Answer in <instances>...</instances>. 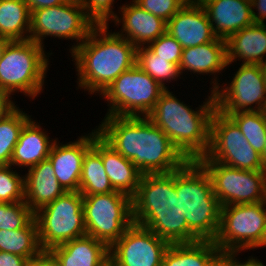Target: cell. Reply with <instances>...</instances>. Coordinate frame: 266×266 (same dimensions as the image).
I'll return each instance as SVG.
<instances>
[{
    "label": "cell",
    "instance_id": "2",
    "mask_svg": "<svg viewBox=\"0 0 266 266\" xmlns=\"http://www.w3.org/2000/svg\"><path fill=\"white\" fill-rule=\"evenodd\" d=\"M133 223L172 243H191L200 239L188 228L181 214V197L175 189V171L142 174L132 197Z\"/></svg>",
    "mask_w": 266,
    "mask_h": 266
},
{
    "label": "cell",
    "instance_id": "15",
    "mask_svg": "<svg viewBox=\"0 0 266 266\" xmlns=\"http://www.w3.org/2000/svg\"><path fill=\"white\" fill-rule=\"evenodd\" d=\"M170 243L151 230L132 223L109 248L117 266H162Z\"/></svg>",
    "mask_w": 266,
    "mask_h": 266
},
{
    "label": "cell",
    "instance_id": "1",
    "mask_svg": "<svg viewBox=\"0 0 266 266\" xmlns=\"http://www.w3.org/2000/svg\"><path fill=\"white\" fill-rule=\"evenodd\" d=\"M99 135L142 174L171 173L187 159L148 117L105 116Z\"/></svg>",
    "mask_w": 266,
    "mask_h": 266
},
{
    "label": "cell",
    "instance_id": "50",
    "mask_svg": "<svg viewBox=\"0 0 266 266\" xmlns=\"http://www.w3.org/2000/svg\"><path fill=\"white\" fill-rule=\"evenodd\" d=\"M182 2H184L185 4H197V3H201L202 0H181Z\"/></svg>",
    "mask_w": 266,
    "mask_h": 266
},
{
    "label": "cell",
    "instance_id": "29",
    "mask_svg": "<svg viewBox=\"0 0 266 266\" xmlns=\"http://www.w3.org/2000/svg\"><path fill=\"white\" fill-rule=\"evenodd\" d=\"M116 191L106 174L101 155L91 147L84 155L79 192L82 196Z\"/></svg>",
    "mask_w": 266,
    "mask_h": 266
},
{
    "label": "cell",
    "instance_id": "41",
    "mask_svg": "<svg viewBox=\"0 0 266 266\" xmlns=\"http://www.w3.org/2000/svg\"><path fill=\"white\" fill-rule=\"evenodd\" d=\"M12 101L10 94L0 90V121L9 115L18 105Z\"/></svg>",
    "mask_w": 266,
    "mask_h": 266
},
{
    "label": "cell",
    "instance_id": "33",
    "mask_svg": "<svg viewBox=\"0 0 266 266\" xmlns=\"http://www.w3.org/2000/svg\"><path fill=\"white\" fill-rule=\"evenodd\" d=\"M34 218V212L25 201L0 202V230H17L25 227Z\"/></svg>",
    "mask_w": 266,
    "mask_h": 266
},
{
    "label": "cell",
    "instance_id": "4",
    "mask_svg": "<svg viewBox=\"0 0 266 266\" xmlns=\"http://www.w3.org/2000/svg\"><path fill=\"white\" fill-rule=\"evenodd\" d=\"M209 94L194 111L167 88L147 116L187 160H197L209 149L210 122L216 110L214 92Z\"/></svg>",
    "mask_w": 266,
    "mask_h": 266
},
{
    "label": "cell",
    "instance_id": "10",
    "mask_svg": "<svg viewBox=\"0 0 266 266\" xmlns=\"http://www.w3.org/2000/svg\"><path fill=\"white\" fill-rule=\"evenodd\" d=\"M96 24L86 15L80 0L41 8L31 12L30 39L45 47V37L75 40L69 49L71 53L89 35Z\"/></svg>",
    "mask_w": 266,
    "mask_h": 266
},
{
    "label": "cell",
    "instance_id": "22",
    "mask_svg": "<svg viewBox=\"0 0 266 266\" xmlns=\"http://www.w3.org/2000/svg\"><path fill=\"white\" fill-rule=\"evenodd\" d=\"M27 171L24 175V201L34 213L66 192L48 158Z\"/></svg>",
    "mask_w": 266,
    "mask_h": 266
},
{
    "label": "cell",
    "instance_id": "21",
    "mask_svg": "<svg viewBox=\"0 0 266 266\" xmlns=\"http://www.w3.org/2000/svg\"><path fill=\"white\" fill-rule=\"evenodd\" d=\"M92 147L101 155L112 187L132 198L137 192L142 173L100 135L93 140Z\"/></svg>",
    "mask_w": 266,
    "mask_h": 266
},
{
    "label": "cell",
    "instance_id": "12",
    "mask_svg": "<svg viewBox=\"0 0 266 266\" xmlns=\"http://www.w3.org/2000/svg\"><path fill=\"white\" fill-rule=\"evenodd\" d=\"M265 222L266 201L222 206L215 245L222 254L255 250Z\"/></svg>",
    "mask_w": 266,
    "mask_h": 266
},
{
    "label": "cell",
    "instance_id": "47",
    "mask_svg": "<svg viewBox=\"0 0 266 266\" xmlns=\"http://www.w3.org/2000/svg\"><path fill=\"white\" fill-rule=\"evenodd\" d=\"M99 266H117L115 261L108 256L106 259L102 261V263Z\"/></svg>",
    "mask_w": 266,
    "mask_h": 266
},
{
    "label": "cell",
    "instance_id": "11",
    "mask_svg": "<svg viewBox=\"0 0 266 266\" xmlns=\"http://www.w3.org/2000/svg\"><path fill=\"white\" fill-rule=\"evenodd\" d=\"M197 161H216L242 170L264 171L261 154L252 148L237 124L217 109L211 117L209 149Z\"/></svg>",
    "mask_w": 266,
    "mask_h": 266
},
{
    "label": "cell",
    "instance_id": "35",
    "mask_svg": "<svg viewBox=\"0 0 266 266\" xmlns=\"http://www.w3.org/2000/svg\"><path fill=\"white\" fill-rule=\"evenodd\" d=\"M148 47L163 59L179 66L182 56L183 47L169 33L165 32L158 39L151 42Z\"/></svg>",
    "mask_w": 266,
    "mask_h": 266
},
{
    "label": "cell",
    "instance_id": "27",
    "mask_svg": "<svg viewBox=\"0 0 266 266\" xmlns=\"http://www.w3.org/2000/svg\"><path fill=\"white\" fill-rule=\"evenodd\" d=\"M31 12L24 0H0V36L30 39Z\"/></svg>",
    "mask_w": 266,
    "mask_h": 266
},
{
    "label": "cell",
    "instance_id": "34",
    "mask_svg": "<svg viewBox=\"0 0 266 266\" xmlns=\"http://www.w3.org/2000/svg\"><path fill=\"white\" fill-rule=\"evenodd\" d=\"M11 165H0V202L24 201V176Z\"/></svg>",
    "mask_w": 266,
    "mask_h": 266
},
{
    "label": "cell",
    "instance_id": "48",
    "mask_svg": "<svg viewBox=\"0 0 266 266\" xmlns=\"http://www.w3.org/2000/svg\"><path fill=\"white\" fill-rule=\"evenodd\" d=\"M265 138H266V133H265ZM262 156V165H263V169L264 171H266V140H265V149Z\"/></svg>",
    "mask_w": 266,
    "mask_h": 266
},
{
    "label": "cell",
    "instance_id": "9",
    "mask_svg": "<svg viewBox=\"0 0 266 266\" xmlns=\"http://www.w3.org/2000/svg\"><path fill=\"white\" fill-rule=\"evenodd\" d=\"M86 235L110 248L133 223L132 198L120 191L83 196Z\"/></svg>",
    "mask_w": 266,
    "mask_h": 266
},
{
    "label": "cell",
    "instance_id": "7",
    "mask_svg": "<svg viewBox=\"0 0 266 266\" xmlns=\"http://www.w3.org/2000/svg\"><path fill=\"white\" fill-rule=\"evenodd\" d=\"M165 89L138 65L124 71L101 94L107 101L105 116L147 117Z\"/></svg>",
    "mask_w": 266,
    "mask_h": 266
},
{
    "label": "cell",
    "instance_id": "37",
    "mask_svg": "<svg viewBox=\"0 0 266 266\" xmlns=\"http://www.w3.org/2000/svg\"><path fill=\"white\" fill-rule=\"evenodd\" d=\"M142 9L168 22L185 3L181 0H133Z\"/></svg>",
    "mask_w": 266,
    "mask_h": 266
},
{
    "label": "cell",
    "instance_id": "38",
    "mask_svg": "<svg viewBox=\"0 0 266 266\" xmlns=\"http://www.w3.org/2000/svg\"><path fill=\"white\" fill-rule=\"evenodd\" d=\"M28 266H61V264L50 251H42L29 261Z\"/></svg>",
    "mask_w": 266,
    "mask_h": 266
},
{
    "label": "cell",
    "instance_id": "30",
    "mask_svg": "<svg viewBox=\"0 0 266 266\" xmlns=\"http://www.w3.org/2000/svg\"><path fill=\"white\" fill-rule=\"evenodd\" d=\"M136 65L157 81L164 89L168 87L166 83L173 80L177 81L181 75L176 64L168 62V59L158 57L148 46L137 48Z\"/></svg>",
    "mask_w": 266,
    "mask_h": 266
},
{
    "label": "cell",
    "instance_id": "18",
    "mask_svg": "<svg viewBox=\"0 0 266 266\" xmlns=\"http://www.w3.org/2000/svg\"><path fill=\"white\" fill-rule=\"evenodd\" d=\"M166 32L184 48L213 41L216 35L201 3L185 4L167 22Z\"/></svg>",
    "mask_w": 266,
    "mask_h": 266
},
{
    "label": "cell",
    "instance_id": "14",
    "mask_svg": "<svg viewBox=\"0 0 266 266\" xmlns=\"http://www.w3.org/2000/svg\"><path fill=\"white\" fill-rule=\"evenodd\" d=\"M239 66L231 83H223L214 91L216 109L227 116L262 111L266 103V85L260 64L241 63Z\"/></svg>",
    "mask_w": 266,
    "mask_h": 266
},
{
    "label": "cell",
    "instance_id": "40",
    "mask_svg": "<svg viewBox=\"0 0 266 266\" xmlns=\"http://www.w3.org/2000/svg\"><path fill=\"white\" fill-rule=\"evenodd\" d=\"M253 21L255 24H265L266 0H250ZM256 10V11H255ZM258 11V12H257Z\"/></svg>",
    "mask_w": 266,
    "mask_h": 266
},
{
    "label": "cell",
    "instance_id": "36",
    "mask_svg": "<svg viewBox=\"0 0 266 266\" xmlns=\"http://www.w3.org/2000/svg\"><path fill=\"white\" fill-rule=\"evenodd\" d=\"M86 15L96 25H108L117 16L113 6L115 0H80Z\"/></svg>",
    "mask_w": 266,
    "mask_h": 266
},
{
    "label": "cell",
    "instance_id": "17",
    "mask_svg": "<svg viewBox=\"0 0 266 266\" xmlns=\"http://www.w3.org/2000/svg\"><path fill=\"white\" fill-rule=\"evenodd\" d=\"M121 12L111 22L121 26L115 32L120 37L126 38L136 48L148 46L166 32L167 22L162 18L142 9L133 0L119 7Z\"/></svg>",
    "mask_w": 266,
    "mask_h": 266
},
{
    "label": "cell",
    "instance_id": "25",
    "mask_svg": "<svg viewBox=\"0 0 266 266\" xmlns=\"http://www.w3.org/2000/svg\"><path fill=\"white\" fill-rule=\"evenodd\" d=\"M50 252L61 266H99L109 256V248L88 235L67 241Z\"/></svg>",
    "mask_w": 266,
    "mask_h": 266
},
{
    "label": "cell",
    "instance_id": "44",
    "mask_svg": "<svg viewBox=\"0 0 266 266\" xmlns=\"http://www.w3.org/2000/svg\"><path fill=\"white\" fill-rule=\"evenodd\" d=\"M237 255L240 254H238V252H235V266H265L263 262L256 257L249 256V258H247V260L244 262L243 260L239 261Z\"/></svg>",
    "mask_w": 266,
    "mask_h": 266
},
{
    "label": "cell",
    "instance_id": "5",
    "mask_svg": "<svg viewBox=\"0 0 266 266\" xmlns=\"http://www.w3.org/2000/svg\"><path fill=\"white\" fill-rule=\"evenodd\" d=\"M175 189L181 197V214L200 239L214 241L220 227L221 205L210 176L197 160H187L175 170Z\"/></svg>",
    "mask_w": 266,
    "mask_h": 266
},
{
    "label": "cell",
    "instance_id": "28",
    "mask_svg": "<svg viewBox=\"0 0 266 266\" xmlns=\"http://www.w3.org/2000/svg\"><path fill=\"white\" fill-rule=\"evenodd\" d=\"M0 251L19 255L29 261L39 255L43 250L35 217L21 229L0 230Z\"/></svg>",
    "mask_w": 266,
    "mask_h": 266
},
{
    "label": "cell",
    "instance_id": "46",
    "mask_svg": "<svg viewBox=\"0 0 266 266\" xmlns=\"http://www.w3.org/2000/svg\"><path fill=\"white\" fill-rule=\"evenodd\" d=\"M258 247H260V248L266 247V222H265V226L263 228L260 242L255 248H258Z\"/></svg>",
    "mask_w": 266,
    "mask_h": 266
},
{
    "label": "cell",
    "instance_id": "20",
    "mask_svg": "<svg viewBox=\"0 0 266 266\" xmlns=\"http://www.w3.org/2000/svg\"><path fill=\"white\" fill-rule=\"evenodd\" d=\"M213 33L227 40L232 34L254 24L250 0H202Z\"/></svg>",
    "mask_w": 266,
    "mask_h": 266
},
{
    "label": "cell",
    "instance_id": "19",
    "mask_svg": "<svg viewBox=\"0 0 266 266\" xmlns=\"http://www.w3.org/2000/svg\"><path fill=\"white\" fill-rule=\"evenodd\" d=\"M178 67L181 75L184 72L212 75L209 90L214 92L221 86L217 75L227 68L226 40L216 37L206 44L184 48Z\"/></svg>",
    "mask_w": 266,
    "mask_h": 266
},
{
    "label": "cell",
    "instance_id": "39",
    "mask_svg": "<svg viewBox=\"0 0 266 266\" xmlns=\"http://www.w3.org/2000/svg\"><path fill=\"white\" fill-rule=\"evenodd\" d=\"M29 260L10 252L0 251V266H28Z\"/></svg>",
    "mask_w": 266,
    "mask_h": 266
},
{
    "label": "cell",
    "instance_id": "26",
    "mask_svg": "<svg viewBox=\"0 0 266 266\" xmlns=\"http://www.w3.org/2000/svg\"><path fill=\"white\" fill-rule=\"evenodd\" d=\"M220 254L211 240L172 243L164 254L162 266H210Z\"/></svg>",
    "mask_w": 266,
    "mask_h": 266
},
{
    "label": "cell",
    "instance_id": "32",
    "mask_svg": "<svg viewBox=\"0 0 266 266\" xmlns=\"http://www.w3.org/2000/svg\"><path fill=\"white\" fill-rule=\"evenodd\" d=\"M259 154L265 149L266 120L262 111L236 112L228 115Z\"/></svg>",
    "mask_w": 266,
    "mask_h": 266
},
{
    "label": "cell",
    "instance_id": "24",
    "mask_svg": "<svg viewBox=\"0 0 266 266\" xmlns=\"http://www.w3.org/2000/svg\"><path fill=\"white\" fill-rule=\"evenodd\" d=\"M227 67L237 60L242 64H262L266 60V24H252L226 40Z\"/></svg>",
    "mask_w": 266,
    "mask_h": 266
},
{
    "label": "cell",
    "instance_id": "3",
    "mask_svg": "<svg viewBox=\"0 0 266 266\" xmlns=\"http://www.w3.org/2000/svg\"><path fill=\"white\" fill-rule=\"evenodd\" d=\"M108 25H96L88 37L71 52L78 89L101 95L124 71L136 64L137 48ZM109 31V32H108Z\"/></svg>",
    "mask_w": 266,
    "mask_h": 266
},
{
    "label": "cell",
    "instance_id": "8",
    "mask_svg": "<svg viewBox=\"0 0 266 266\" xmlns=\"http://www.w3.org/2000/svg\"><path fill=\"white\" fill-rule=\"evenodd\" d=\"M43 251L86 235L83 196L67 191L34 213Z\"/></svg>",
    "mask_w": 266,
    "mask_h": 266
},
{
    "label": "cell",
    "instance_id": "16",
    "mask_svg": "<svg viewBox=\"0 0 266 266\" xmlns=\"http://www.w3.org/2000/svg\"><path fill=\"white\" fill-rule=\"evenodd\" d=\"M98 135L95 127L92 132L79 136L76 141L63 144L57 138L52 145L48 159L52 163L59 184L66 192L79 191L84 155Z\"/></svg>",
    "mask_w": 266,
    "mask_h": 266
},
{
    "label": "cell",
    "instance_id": "13",
    "mask_svg": "<svg viewBox=\"0 0 266 266\" xmlns=\"http://www.w3.org/2000/svg\"><path fill=\"white\" fill-rule=\"evenodd\" d=\"M210 176L222 206L266 201V171L233 168L216 161H198Z\"/></svg>",
    "mask_w": 266,
    "mask_h": 266
},
{
    "label": "cell",
    "instance_id": "31",
    "mask_svg": "<svg viewBox=\"0 0 266 266\" xmlns=\"http://www.w3.org/2000/svg\"><path fill=\"white\" fill-rule=\"evenodd\" d=\"M30 117L18 106L0 121V165H10L20 132Z\"/></svg>",
    "mask_w": 266,
    "mask_h": 266
},
{
    "label": "cell",
    "instance_id": "43",
    "mask_svg": "<svg viewBox=\"0 0 266 266\" xmlns=\"http://www.w3.org/2000/svg\"><path fill=\"white\" fill-rule=\"evenodd\" d=\"M210 266H235V252L221 253Z\"/></svg>",
    "mask_w": 266,
    "mask_h": 266
},
{
    "label": "cell",
    "instance_id": "49",
    "mask_svg": "<svg viewBox=\"0 0 266 266\" xmlns=\"http://www.w3.org/2000/svg\"><path fill=\"white\" fill-rule=\"evenodd\" d=\"M260 66H261V71H262L263 78H264V83L266 85V61L260 64Z\"/></svg>",
    "mask_w": 266,
    "mask_h": 266
},
{
    "label": "cell",
    "instance_id": "42",
    "mask_svg": "<svg viewBox=\"0 0 266 266\" xmlns=\"http://www.w3.org/2000/svg\"><path fill=\"white\" fill-rule=\"evenodd\" d=\"M28 5L30 12L46 8L54 7L65 3L67 0H24Z\"/></svg>",
    "mask_w": 266,
    "mask_h": 266
},
{
    "label": "cell",
    "instance_id": "51",
    "mask_svg": "<svg viewBox=\"0 0 266 266\" xmlns=\"http://www.w3.org/2000/svg\"><path fill=\"white\" fill-rule=\"evenodd\" d=\"M262 112H263L264 117H265V120H266V103H265V105H264V108H263Z\"/></svg>",
    "mask_w": 266,
    "mask_h": 266
},
{
    "label": "cell",
    "instance_id": "45",
    "mask_svg": "<svg viewBox=\"0 0 266 266\" xmlns=\"http://www.w3.org/2000/svg\"><path fill=\"white\" fill-rule=\"evenodd\" d=\"M10 41V39L0 36V60L2 59L4 50Z\"/></svg>",
    "mask_w": 266,
    "mask_h": 266
},
{
    "label": "cell",
    "instance_id": "23",
    "mask_svg": "<svg viewBox=\"0 0 266 266\" xmlns=\"http://www.w3.org/2000/svg\"><path fill=\"white\" fill-rule=\"evenodd\" d=\"M36 120L30 119L22 128L19 140L15 145L11 166L15 168L34 167L48 158L55 139H50L46 131L42 129Z\"/></svg>",
    "mask_w": 266,
    "mask_h": 266
},
{
    "label": "cell",
    "instance_id": "6",
    "mask_svg": "<svg viewBox=\"0 0 266 266\" xmlns=\"http://www.w3.org/2000/svg\"><path fill=\"white\" fill-rule=\"evenodd\" d=\"M31 39L10 41L0 60V90L11 96L20 92L30 99L44 90L49 55Z\"/></svg>",
    "mask_w": 266,
    "mask_h": 266
}]
</instances>
